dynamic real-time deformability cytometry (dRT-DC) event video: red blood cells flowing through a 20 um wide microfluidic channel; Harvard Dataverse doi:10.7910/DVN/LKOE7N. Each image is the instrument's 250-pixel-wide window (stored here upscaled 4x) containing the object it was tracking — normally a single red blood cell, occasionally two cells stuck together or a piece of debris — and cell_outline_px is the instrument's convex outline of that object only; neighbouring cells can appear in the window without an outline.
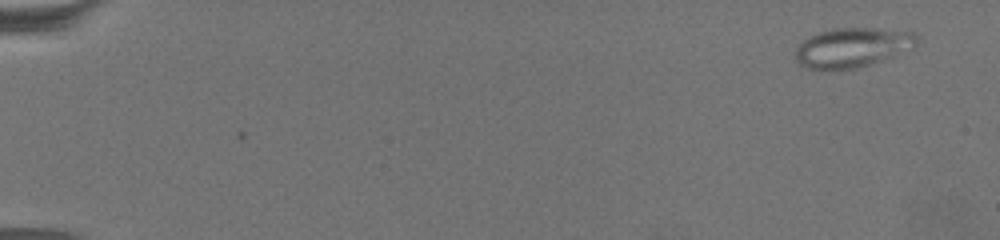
{"species": "common noctule bat (a hibernating species)", "species_latin": "Nyctalus noctula", "temperature_condition": "warm", "stored_images_in_passage": 3, "camera_frame_rate_fps": 3000, "um_per_image_px": 0.085, "animal": {"sex": "female", "body_mass_g": 19.5, "forearm_length_mm": 54.1}, "frame": {"image": 1, "passage_image": 1, "time_ms": 0.0, "image_size_px": [1000, 240], "cell_outline_px": [[916, 44], [892, 56], [856, 68], [808, 68], [800, 64], [796, 60], [796, 48], [804, 40], [816, 32], [832, 28], [872, 28], [916, 32]], "centroid_in_image_um": [72.41, 4.0], "position_along_channel_um": 12.6, "area_um2": 27.22}}